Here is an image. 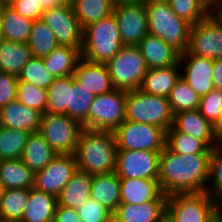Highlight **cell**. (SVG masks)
<instances>
[{"mask_svg": "<svg viewBox=\"0 0 222 222\" xmlns=\"http://www.w3.org/2000/svg\"><path fill=\"white\" fill-rule=\"evenodd\" d=\"M0 21L5 40L27 43L33 20L21 16L9 5H0Z\"/></svg>", "mask_w": 222, "mask_h": 222, "instance_id": "obj_28", "label": "cell"}, {"mask_svg": "<svg viewBox=\"0 0 222 222\" xmlns=\"http://www.w3.org/2000/svg\"><path fill=\"white\" fill-rule=\"evenodd\" d=\"M180 67L183 68L181 77L200 96H205L214 89L213 64L214 60L190 54L187 50L179 56ZM184 65V66H183Z\"/></svg>", "mask_w": 222, "mask_h": 222, "instance_id": "obj_16", "label": "cell"}, {"mask_svg": "<svg viewBox=\"0 0 222 222\" xmlns=\"http://www.w3.org/2000/svg\"><path fill=\"white\" fill-rule=\"evenodd\" d=\"M117 151L114 131L83 129L75 152L77 168L93 175L113 173Z\"/></svg>", "mask_w": 222, "mask_h": 222, "instance_id": "obj_2", "label": "cell"}, {"mask_svg": "<svg viewBox=\"0 0 222 222\" xmlns=\"http://www.w3.org/2000/svg\"><path fill=\"white\" fill-rule=\"evenodd\" d=\"M212 73L214 89L222 90V59L214 60Z\"/></svg>", "mask_w": 222, "mask_h": 222, "instance_id": "obj_49", "label": "cell"}, {"mask_svg": "<svg viewBox=\"0 0 222 222\" xmlns=\"http://www.w3.org/2000/svg\"><path fill=\"white\" fill-rule=\"evenodd\" d=\"M181 69L179 62L169 67L148 69L139 89L148 94L168 98L181 77Z\"/></svg>", "mask_w": 222, "mask_h": 222, "instance_id": "obj_23", "label": "cell"}, {"mask_svg": "<svg viewBox=\"0 0 222 222\" xmlns=\"http://www.w3.org/2000/svg\"><path fill=\"white\" fill-rule=\"evenodd\" d=\"M118 150L162 152L166 132L158 126L125 120L115 131Z\"/></svg>", "mask_w": 222, "mask_h": 222, "instance_id": "obj_10", "label": "cell"}, {"mask_svg": "<svg viewBox=\"0 0 222 222\" xmlns=\"http://www.w3.org/2000/svg\"><path fill=\"white\" fill-rule=\"evenodd\" d=\"M73 80V75L55 78L47 89L46 113L67 115V106Z\"/></svg>", "mask_w": 222, "mask_h": 222, "instance_id": "obj_37", "label": "cell"}, {"mask_svg": "<svg viewBox=\"0 0 222 222\" xmlns=\"http://www.w3.org/2000/svg\"><path fill=\"white\" fill-rule=\"evenodd\" d=\"M57 155L37 131L29 134L21 160L36 173L44 169Z\"/></svg>", "mask_w": 222, "mask_h": 222, "instance_id": "obj_25", "label": "cell"}, {"mask_svg": "<svg viewBox=\"0 0 222 222\" xmlns=\"http://www.w3.org/2000/svg\"><path fill=\"white\" fill-rule=\"evenodd\" d=\"M106 66L116 89H139L148 67L138 46L124 45Z\"/></svg>", "mask_w": 222, "mask_h": 222, "instance_id": "obj_7", "label": "cell"}, {"mask_svg": "<svg viewBox=\"0 0 222 222\" xmlns=\"http://www.w3.org/2000/svg\"><path fill=\"white\" fill-rule=\"evenodd\" d=\"M147 0H114L115 4H125V3H145Z\"/></svg>", "mask_w": 222, "mask_h": 222, "instance_id": "obj_52", "label": "cell"}, {"mask_svg": "<svg viewBox=\"0 0 222 222\" xmlns=\"http://www.w3.org/2000/svg\"><path fill=\"white\" fill-rule=\"evenodd\" d=\"M4 40V36H3V30H2V26H1V21H0V43Z\"/></svg>", "mask_w": 222, "mask_h": 222, "instance_id": "obj_58", "label": "cell"}, {"mask_svg": "<svg viewBox=\"0 0 222 222\" xmlns=\"http://www.w3.org/2000/svg\"><path fill=\"white\" fill-rule=\"evenodd\" d=\"M172 11L191 25L205 19L214 6L208 0H167Z\"/></svg>", "mask_w": 222, "mask_h": 222, "instance_id": "obj_38", "label": "cell"}, {"mask_svg": "<svg viewBox=\"0 0 222 222\" xmlns=\"http://www.w3.org/2000/svg\"><path fill=\"white\" fill-rule=\"evenodd\" d=\"M120 204H137L148 201H167L168 196L162 192L158 179L120 178Z\"/></svg>", "mask_w": 222, "mask_h": 222, "instance_id": "obj_17", "label": "cell"}, {"mask_svg": "<svg viewBox=\"0 0 222 222\" xmlns=\"http://www.w3.org/2000/svg\"><path fill=\"white\" fill-rule=\"evenodd\" d=\"M30 198V189H5L0 200V216L4 222H21Z\"/></svg>", "mask_w": 222, "mask_h": 222, "instance_id": "obj_33", "label": "cell"}, {"mask_svg": "<svg viewBox=\"0 0 222 222\" xmlns=\"http://www.w3.org/2000/svg\"><path fill=\"white\" fill-rule=\"evenodd\" d=\"M147 1L155 2V1H167V0H147Z\"/></svg>", "mask_w": 222, "mask_h": 222, "instance_id": "obj_60", "label": "cell"}, {"mask_svg": "<svg viewBox=\"0 0 222 222\" xmlns=\"http://www.w3.org/2000/svg\"><path fill=\"white\" fill-rule=\"evenodd\" d=\"M160 153L118 150L115 173L119 178L159 179Z\"/></svg>", "mask_w": 222, "mask_h": 222, "instance_id": "obj_13", "label": "cell"}, {"mask_svg": "<svg viewBox=\"0 0 222 222\" xmlns=\"http://www.w3.org/2000/svg\"><path fill=\"white\" fill-rule=\"evenodd\" d=\"M75 210L82 222H113V213L91 197Z\"/></svg>", "mask_w": 222, "mask_h": 222, "instance_id": "obj_44", "label": "cell"}, {"mask_svg": "<svg viewBox=\"0 0 222 222\" xmlns=\"http://www.w3.org/2000/svg\"><path fill=\"white\" fill-rule=\"evenodd\" d=\"M74 78L94 96L102 95L115 89L104 63H95L81 58L77 63Z\"/></svg>", "mask_w": 222, "mask_h": 222, "instance_id": "obj_18", "label": "cell"}, {"mask_svg": "<svg viewBox=\"0 0 222 222\" xmlns=\"http://www.w3.org/2000/svg\"><path fill=\"white\" fill-rule=\"evenodd\" d=\"M211 154L182 155L166 146L159 156V184L165 195L206 192Z\"/></svg>", "mask_w": 222, "mask_h": 222, "instance_id": "obj_1", "label": "cell"}, {"mask_svg": "<svg viewBox=\"0 0 222 222\" xmlns=\"http://www.w3.org/2000/svg\"><path fill=\"white\" fill-rule=\"evenodd\" d=\"M54 222H82L75 209L58 205L55 209Z\"/></svg>", "mask_w": 222, "mask_h": 222, "instance_id": "obj_48", "label": "cell"}, {"mask_svg": "<svg viewBox=\"0 0 222 222\" xmlns=\"http://www.w3.org/2000/svg\"><path fill=\"white\" fill-rule=\"evenodd\" d=\"M16 99L22 104L36 109L42 115L46 112L47 107V90L36 87L25 81H18Z\"/></svg>", "mask_w": 222, "mask_h": 222, "instance_id": "obj_43", "label": "cell"}, {"mask_svg": "<svg viewBox=\"0 0 222 222\" xmlns=\"http://www.w3.org/2000/svg\"><path fill=\"white\" fill-rule=\"evenodd\" d=\"M4 190H5V188L3 187L2 183L0 182V200L3 197Z\"/></svg>", "mask_w": 222, "mask_h": 222, "instance_id": "obj_56", "label": "cell"}, {"mask_svg": "<svg viewBox=\"0 0 222 222\" xmlns=\"http://www.w3.org/2000/svg\"><path fill=\"white\" fill-rule=\"evenodd\" d=\"M159 222H172V221L167 215H165Z\"/></svg>", "mask_w": 222, "mask_h": 222, "instance_id": "obj_57", "label": "cell"}, {"mask_svg": "<svg viewBox=\"0 0 222 222\" xmlns=\"http://www.w3.org/2000/svg\"><path fill=\"white\" fill-rule=\"evenodd\" d=\"M173 113L168 98L145 93L140 89L127 91L125 120L161 127H172Z\"/></svg>", "mask_w": 222, "mask_h": 222, "instance_id": "obj_5", "label": "cell"}, {"mask_svg": "<svg viewBox=\"0 0 222 222\" xmlns=\"http://www.w3.org/2000/svg\"><path fill=\"white\" fill-rule=\"evenodd\" d=\"M29 134L0 126V160L21 158Z\"/></svg>", "mask_w": 222, "mask_h": 222, "instance_id": "obj_39", "label": "cell"}, {"mask_svg": "<svg viewBox=\"0 0 222 222\" xmlns=\"http://www.w3.org/2000/svg\"><path fill=\"white\" fill-rule=\"evenodd\" d=\"M13 0H0V5H9Z\"/></svg>", "mask_w": 222, "mask_h": 222, "instance_id": "obj_55", "label": "cell"}, {"mask_svg": "<svg viewBox=\"0 0 222 222\" xmlns=\"http://www.w3.org/2000/svg\"><path fill=\"white\" fill-rule=\"evenodd\" d=\"M90 197L114 213L121 200L119 176L115 172L93 175Z\"/></svg>", "mask_w": 222, "mask_h": 222, "instance_id": "obj_24", "label": "cell"}, {"mask_svg": "<svg viewBox=\"0 0 222 222\" xmlns=\"http://www.w3.org/2000/svg\"><path fill=\"white\" fill-rule=\"evenodd\" d=\"M83 126L65 114L44 113L39 133L59 155H75Z\"/></svg>", "mask_w": 222, "mask_h": 222, "instance_id": "obj_8", "label": "cell"}, {"mask_svg": "<svg viewBox=\"0 0 222 222\" xmlns=\"http://www.w3.org/2000/svg\"><path fill=\"white\" fill-rule=\"evenodd\" d=\"M198 111L214 125L222 112V90L213 89L205 96L200 97Z\"/></svg>", "mask_w": 222, "mask_h": 222, "instance_id": "obj_45", "label": "cell"}, {"mask_svg": "<svg viewBox=\"0 0 222 222\" xmlns=\"http://www.w3.org/2000/svg\"><path fill=\"white\" fill-rule=\"evenodd\" d=\"M114 14L83 29L81 58L106 64L123 47Z\"/></svg>", "mask_w": 222, "mask_h": 222, "instance_id": "obj_4", "label": "cell"}, {"mask_svg": "<svg viewBox=\"0 0 222 222\" xmlns=\"http://www.w3.org/2000/svg\"><path fill=\"white\" fill-rule=\"evenodd\" d=\"M206 193L216 201L222 200V143L211 149L209 180Z\"/></svg>", "mask_w": 222, "mask_h": 222, "instance_id": "obj_42", "label": "cell"}, {"mask_svg": "<svg viewBox=\"0 0 222 222\" xmlns=\"http://www.w3.org/2000/svg\"><path fill=\"white\" fill-rule=\"evenodd\" d=\"M27 44L33 57L43 58L59 46L52 30L40 19L34 20Z\"/></svg>", "mask_w": 222, "mask_h": 222, "instance_id": "obj_35", "label": "cell"}, {"mask_svg": "<svg viewBox=\"0 0 222 222\" xmlns=\"http://www.w3.org/2000/svg\"><path fill=\"white\" fill-rule=\"evenodd\" d=\"M172 127L179 132L204 141L210 148L219 144L214 126L202 116L198 109L174 114Z\"/></svg>", "mask_w": 222, "mask_h": 222, "instance_id": "obj_19", "label": "cell"}, {"mask_svg": "<svg viewBox=\"0 0 222 222\" xmlns=\"http://www.w3.org/2000/svg\"><path fill=\"white\" fill-rule=\"evenodd\" d=\"M41 116L16 99L0 109V126L33 133L39 131Z\"/></svg>", "mask_w": 222, "mask_h": 222, "instance_id": "obj_20", "label": "cell"}, {"mask_svg": "<svg viewBox=\"0 0 222 222\" xmlns=\"http://www.w3.org/2000/svg\"><path fill=\"white\" fill-rule=\"evenodd\" d=\"M168 101L174 115L182 111L198 109L200 96L180 77L171 90Z\"/></svg>", "mask_w": 222, "mask_h": 222, "instance_id": "obj_40", "label": "cell"}, {"mask_svg": "<svg viewBox=\"0 0 222 222\" xmlns=\"http://www.w3.org/2000/svg\"><path fill=\"white\" fill-rule=\"evenodd\" d=\"M148 69L176 65L180 53L157 36L147 34L137 45Z\"/></svg>", "mask_w": 222, "mask_h": 222, "instance_id": "obj_21", "label": "cell"}, {"mask_svg": "<svg viewBox=\"0 0 222 222\" xmlns=\"http://www.w3.org/2000/svg\"><path fill=\"white\" fill-rule=\"evenodd\" d=\"M216 222H222V200L218 201V205H217V221Z\"/></svg>", "mask_w": 222, "mask_h": 222, "instance_id": "obj_53", "label": "cell"}, {"mask_svg": "<svg viewBox=\"0 0 222 222\" xmlns=\"http://www.w3.org/2000/svg\"><path fill=\"white\" fill-rule=\"evenodd\" d=\"M218 201L206 192L168 195L166 215L172 222H216Z\"/></svg>", "mask_w": 222, "mask_h": 222, "instance_id": "obj_6", "label": "cell"}, {"mask_svg": "<svg viewBox=\"0 0 222 222\" xmlns=\"http://www.w3.org/2000/svg\"><path fill=\"white\" fill-rule=\"evenodd\" d=\"M31 58L32 53L27 43L5 39L0 43V72L18 76Z\"/></svg>", "mask_w": 222, "mask_h": 222, "instance_id": "obj_31", "label": "cell"}, {"mask_svg": "<svg viewBox=\"0 0 222 222\" xmlns=\"http://www.w3.org/2000/svg\"><path fill=\"white\" fill-rule=\"evenodd\" d=\"M57 204L55 195L32 187L21 222H54Z\"/></svg>", "mask_w": 222, "mask_h": 222, "instance_id": "obj_27", "label": "cell"}, {"mask_svg": "<svg viewBox=\"0 0 222 222\" xmlns=\"http://www.w3.org/2000/svg\"><path fill=\"white\" fill-rule=\"evenodd\" d=\"M126 94L122 89L94 97L86 119V129L115 131L124 121Z\"/></svg>", "mask_w": 222, "mask_h": 222, "instance_id": "obj_9", "label": "cell"}, {"mask_svg": "<svg viewBox=\"0 0 222 222\" xmlns=\"http://www.w3.org/2000/svg\"><path fill=\"white\" fill-rule=\"evenodd\" d=\"M40 20L52 30L59 45L78 48L81 51L83 30L70 1L45 9Z\"/></svg>", "mask_w": 222, "mask_h": 222, "instance_id": "obj_12", "label": "cell"}, {"mask_svg": "<svg viewBox=\"0 0 222 222\" xmlns=\"http://www.w3.org/2000/svg\"><path fill=\"white\" fill-rule=\"evenodd\" d=\"M75 155H57L44 169L34 173V188L59 196L77 171Z\"/></svg>", "mask_w": 222, "mask_h": 222, "instance_id": "obj_15", "label": "cell"}, {"mask_svg": "<svg viewBox=\"0 0 222 222\" xmlns=\"http://www.w3.org/2000/svg\"><path fill=\"white\" fill-rule=\"evenodd\" d=\"M165 146L182 155L211 154V149L204 141L196 139L189 134L179 132L173 127L166 131Z\"/></svg>", "mask_w": 222, "mask_h": 222, "instance_id": "obj_36", "label": "cell"}, {"mask_svg": "<svg viewBox=\"0 0 222 222\" xmlns=\"http://www.w3.org/2000/svg\"><path fill=\"white\" fill-rule=\"evenodd\" d=\"M167 210V201L120 204L113 213V222H159Z\"/></svg>", "mask_w": 222, "mask_h": 222, "instance_id": "obj_22", "label": "cell"}, {"mask_svg": "<svg viewBox=\"0 0 222 222\" xmlns=\"http://www.w3.org/2000/svg\"><path fill=\"white\" fill-rule=\"evenodd\" d=\"M214 10H215L220 16H222V0H220V1L214 6Z\"/></svg>", "mask_w": 222, "mask_h": 222, "instance_id": "obj_54", "label": "cell"}, {"mask_svg": "<svg viewBox=\"0 0 222 222\" xmlns=\"http://www.w3.org/2000/svg\"><path fill=\"white\" fill-rule=\"evenodd\" d=\"M80 59L81 51L78 48L61 45L43 57L48 72L55 78L73 75Z\"/></svg>", "mask_w": 222, "mask_h": 222, "instance_id": "obj_30", "label": "cell"}, {"mask_svg": "<svg viewBox=\"0 0 222 222\" xmlns=\"http://www.w3.org/2000/svg\"><path fill=\"white\" fill-rule=\"evenodd\" d=\"M148 33L159 37L180 54L189 46L191 24L177 16L167 1H146Z\"/></svg>", "mask_w": 222, "mask_h": 222, "instance_id": "obj_3", "label": "cell"}, {"mask_svg": "<svg viewBox=\"0 0 222 222\" xmlns=\"http://www.w3.org/2000/svg\"><path fill=\"white\" fill-rule=\"evenodd\" d=\"M38 1L44 10L58 7L69 2V0H38Z\"/></svg>", "mask_w": 222, "mask_h": 222, "instance_id": "obj_50", "label": "cell"}, {"mask_svg": "<svg viewBox=\"0 0 222 222\" xmlns=\"http://www.w3.org/2000/svg\"><path fill=\"white\" fill-rule=\"evenodd\" d=\"M94 97L92 92L74 78L72 89H70L67 116L79 122L84 129H86V119Z\"/></svg>", "mask_w": 222, "mask_h": 222, "instance_id": "obj_34", "label": "cell"}, {"mask_svg": "<svg viewBox=\"0 0 222 222\" xmlns=\"http://www.w3.org/2000/svg\"><path fill=\"white\" fill-rule=\"evenodd\" d=\"M0 222H4V219L0 216Z\"/></svg>", "mask_w": 222, "mask_h": 222, "instance_id": "obj_61", "label": "cell"}, {"mask_svg": "<svg viewBox=\"0 0 222 222\" xmlns=\"http://www.w3.org/2000/svg\"><path fill=\"white\" fill-rule=\"evenodd\" d=\"M9 6L21 16L31 20H38L44 9L38 0H13Z\"/></svg>", "mask_w": 222, "mask_h": 222, "instance_id": "obj_47", "label": "cell"}, {"mask_svg": "<svg viewBox=\"0 0 222 222\" xmlns=\"http://www.w3.org/2000/svg\"><path fill=\"white\" fill-rule=\"evenodd\" d=\"M17 77L19 81H25L46 90L55 80V77L48 72L43 58L33 56Z\"/></svg>", "mask_w": 222, "mask_h": 222, "instance_id": "obj_41", "label": "cell"}, {"mask_svg": "<svg viewBox=\"0 0 222 222\" xmlns=\"http://www.w3.org/2000/svg\"><path fill=\"white\" fill-rule=\"evenodd\" d=\"M187 51L211 60L222 59V16L215 10L191 26Z\"/></svg>", "mask_w": 222, "mask_h": 222, "instance_id": "obj_11", "label": "cell"}, {"mask_svg": "<svg viewBox=\"0 0 222 222\" xmlns=\"http://www.w3.org/2000/svg\"><path fill=\"white\" fill-rule=\"evenodd\" d=\"M113 14L123 45L137 46L148 34L145 3L115 4Z\"/></svg>", "mask_w": 222, "mask_h": 222, "instance_id": "obj_14", "label": "cell"}, {"mask_svg": "<svg viewBox=\"0 0 222 222\" xmlns=\"http://www.w3.org/2000/svg\"><path fill=\"white\" fill-rule=\"evenodd\" d=\"M18 81L17 76L0 72V109L16 100Z\"/></svg>", "mask_w": 222, "mask_h": 222, "instance_id": "obj_46", "label": "cell"}, {"mask_svg": "<svg viewBox=\"0 0 222 222\" xmlns=\"http://www.w3.org/2000/svg\"><path fill=\"white\" fill-rule=\"evenodd\" d=\"M213 126L217 140L219 143H222V112L219 115L218 121Z\"/></svg>", "mask_w": 222, "mask_h": 222, "instance_id": "obj_51", "label": "cell"}, {"mask_svg": "<svg viewBox=\"0 0 222 222\" xmlns=\"http://www.w3.org/2000/svg\"><path fill=\"white\" fill-rule=\"evenodd\" d=\"M0 182L5 189H31L34 186V172L21 158L0 160Z\"/></svg>", "mask_w": 222, "mask_h": 222, "instance_id": "obj_29", "label": "cell"}, {"mask_svg": "<svg viewBox=\"0 0 222 222\" xmlns=\"http://www.w3.org/2000/svg\"><path fill=\"white\" fill-rule=\"evenodd\" d=\"M213 6H215L220 0H208Z\"/></svg>", "mask_w": 222, "mask_h": 222, "instance_id": "obj_59", "label": "cell"}, {"mask_svg": "<svg viewBox=\"0 0 222 222\" xmlns=\"http://www.w3.org/2000/svg\"><path fill=\"white\" fill-rule=\"evenodd\" d=\"M82 30L113 13L114 0H69Z\"/></svg>", "mask_w": 222, "mask_h": 222, "instance_id": "obj_32", "label": "cell"}, {"mask_svg": "<svg viewBox=\"0 0 222 222\" xmlns=\"http://www.w3.org/2000/svg\"><path fill=\"white\" fill-rule=\"evenodd\" d=\"M93 174L78 170L57 197L58 205L76 209L90 198Z\"/></svg>", "mask_w": 222, "mask_h": 222, "instance_id": "obj_26", "label": "cell"}]
</instances>
